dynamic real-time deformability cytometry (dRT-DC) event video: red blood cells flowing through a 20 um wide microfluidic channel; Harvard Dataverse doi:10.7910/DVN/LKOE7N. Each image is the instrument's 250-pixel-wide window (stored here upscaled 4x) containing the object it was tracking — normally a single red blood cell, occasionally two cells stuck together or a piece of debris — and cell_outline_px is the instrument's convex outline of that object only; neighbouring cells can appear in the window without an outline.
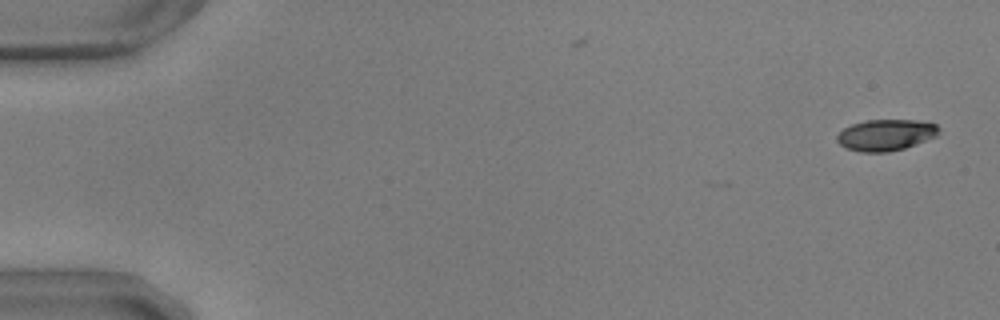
{"species": "common noctule bat (a hibernating species)", "species_latin": "Nyctalus noctula", "temperature_condition": "warm", "stored_images_in_passage": 2, "camera_frame_rate_fps": 3000, "um_per_image_px": 0.085, "animal": {"sex": "male", "body_mass_g": 17.9, "forearm_length_mm": 54.2}, "frame": {"image": 1, "passage_image": 2, "time_ms": 0.333, "image_size_px": [1000, 320], "cell_outline_px": [[940, 132], [936, 136], [916, 144], [904, 148], [888, 152], [860, 152], [848, 148], [840, 144], [836, 140], [836, 136], [844, 128], [852, 124], [868, 120], [916, 120], [936, 124], [940, 128]], "centroid_in_image_um": [75.31, 11.47], "position_along_channel_um": 9.7, "area_um2": 18.5}}